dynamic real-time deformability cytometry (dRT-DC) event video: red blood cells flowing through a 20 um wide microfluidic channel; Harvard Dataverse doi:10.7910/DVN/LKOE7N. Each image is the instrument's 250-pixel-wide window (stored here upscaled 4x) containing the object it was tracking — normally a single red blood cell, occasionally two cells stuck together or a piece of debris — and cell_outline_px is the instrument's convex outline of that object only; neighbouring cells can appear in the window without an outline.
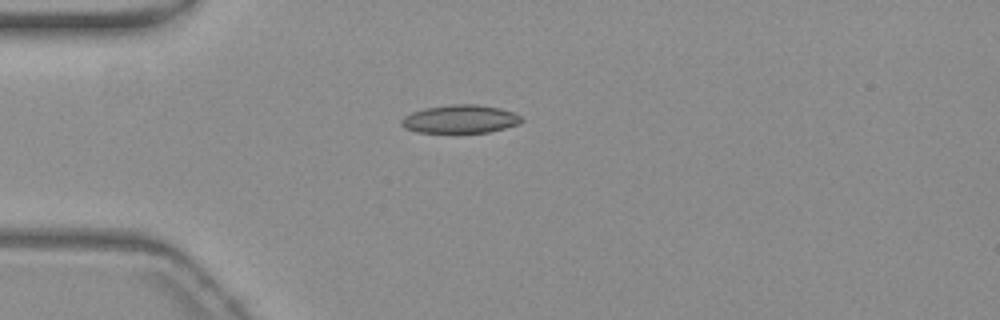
{"species": "common noctule bat (a hibernating species)", "species_latin": "Nyctalus noctula", "temperature_condition": "warm", "stored_images_in_passage": 42, "camera_frame_rate_fps": 3000, "um_per_image_px": 0.085, "animal": {"sex": "female", "body_mass_g": 19.3, "forearm_length_mm": 54.1}, "frame": {"image": 1, "passage_image": 1, "time_ms": 0.0, "image_size_px": [1000, 320], "cell_outline_px": [[524, 120], [520, 124], [488, 132], [416, 132], [404, 128], [400, 124], [400, 120], [404, 116], [412, 112], [424, 108], [452, 104], [476, 104], [500, 108], [512, 112], [520, 116]], "centroid_in_image_um": [39.1, 10.11], "position_along_channel_um": 45.9, "area_um2": 19.77}}
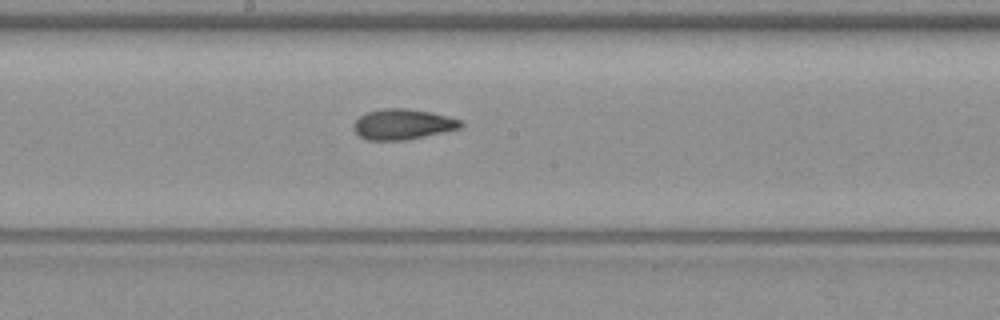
{"frame": {"image": 2, "passage_image": 16, "time_ms": 5.0, "image_size_px": [1000, 320], "cell_outline_px": [[464, 124], [460, 128], [424, 136], [404, 140], [368, 140], [360, 136], [356, 132], [352, 124], [360, 116], [368, 112], [384, 108], [408, 108], [428, 112], [460, 120]], "centroid_in_image_um": [34.2, 10.56], "position_along_channel_um": 214.0, "area_um2": 18.67}}
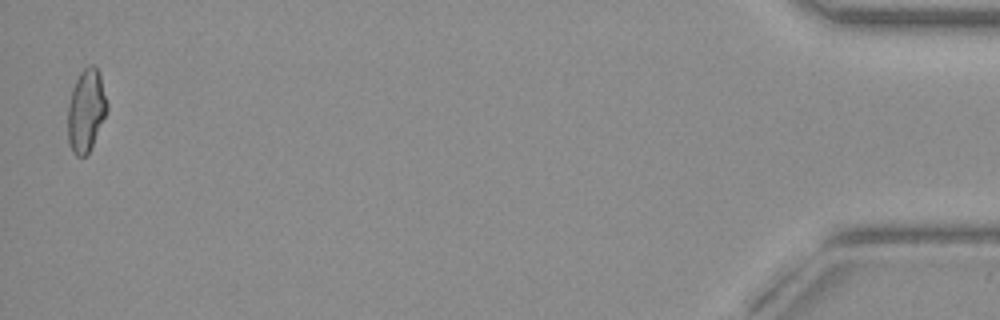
{"frame": {"image": 3, "passage_image": 41, "time_ms": 13.333, "image_size_px": [1000, 320], "cell_outline_px": [[108, 108], [92, 144], [88, 152], [84, 156], [76, 156], [72, 152], [68, 140], [68, 104], [72, 88], [80, 72], [88, 64], [92, 64], [96, 68], [100, 76], [108, 104]], "centroid_in_image_um": [7.3, 9.37], "position_along_channel_um": 427.9, "area_um2": 18.61}, "authors_computed_cell_mechanics": {"area_um2": 18.7561, "velocity_mm_per_s": 3.73, "shape_relaxation_time_tau1_ms": null, "shape_relaxation_time_tau2_ms": 2.2387, "deformation_change_tau1": null, "deformation_change_tau2": 0.0985}}